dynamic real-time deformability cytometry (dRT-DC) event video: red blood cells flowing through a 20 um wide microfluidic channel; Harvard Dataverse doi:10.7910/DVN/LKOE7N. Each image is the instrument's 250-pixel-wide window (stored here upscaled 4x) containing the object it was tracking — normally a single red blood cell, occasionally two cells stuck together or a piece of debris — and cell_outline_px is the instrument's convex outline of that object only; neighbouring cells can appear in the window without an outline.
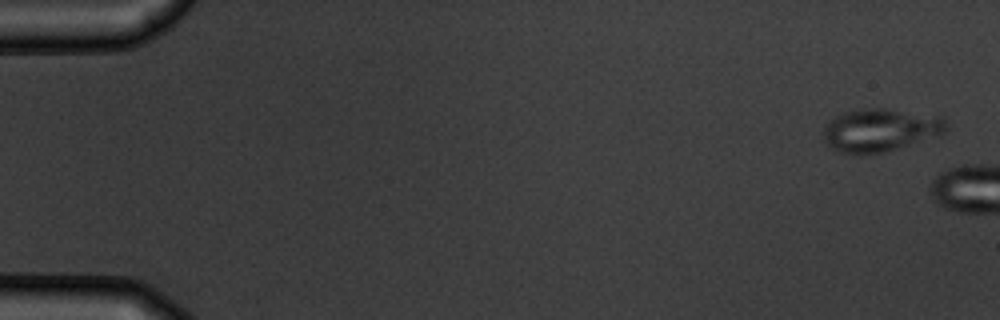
{"species": "common noctule bat (a hibernating species)", "species_latin": "Nyctalus noctula", "temperature_condition": "warm", "stored_images_in_passage": 2, "camera_frame_rate_fps": 3000, "um_per_image_px": 0.085, "animal": {"sex": "male", "body_mass_g": 19.5, "forearm_length_mm": 54.6}, "frame": {"image": 1, "passage_image": 1, "time_ms": 0.0, "image_size_px": [1000, 320], "cell_outline_px": [[944, 132], [940, 136], [884, 152], [860, 156], [840, 152], [828, 148], [820, 132], [824, 124], [836, 116], [844, 112], [872, 108], [884, 108], [944, 116]], "centroid_in_image_um": [74.76, 11.08], "position_along_channel_um": 10.2, "area_um2": 31.33}}